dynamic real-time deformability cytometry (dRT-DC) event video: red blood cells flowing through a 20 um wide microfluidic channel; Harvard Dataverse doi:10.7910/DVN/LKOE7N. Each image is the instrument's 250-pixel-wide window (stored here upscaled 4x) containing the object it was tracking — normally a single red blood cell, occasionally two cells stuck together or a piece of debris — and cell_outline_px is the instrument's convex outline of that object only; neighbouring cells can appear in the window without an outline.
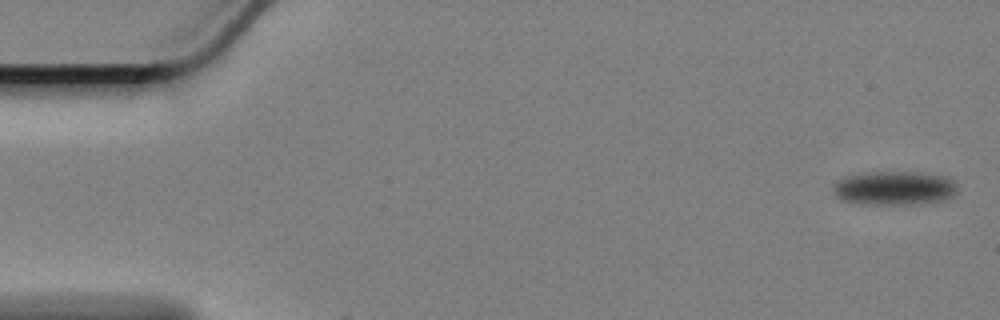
{"species": "Egyptian fruit bat (a non-hibernating species)", "species_latin": "Rousettus aegyptiacus", "temperature_condition": "cold", "stored_images_in_passage": 2, "camera_frame_rate_fps": 3000, "um_per_image_px": 0.085, "animal": {"sex": "female"}, "frame": {"image": 1, "passage_image": 1, "time_ms": 0.0, "image_size_px": [1000, 320], "cell_outline_px": [[956, 192], [952, 196], [944, 200], [920, 204], [860, 204], [840, 200], [832, 192], [832, 184], [836, 180], [844, 176], [860, 172], [920, 172], [948, 176], [956, 180]], "centroid_in_image_um": [75.98, 15.98], "position_along_channel_um": 9.0, "area_um2": 25.32}}